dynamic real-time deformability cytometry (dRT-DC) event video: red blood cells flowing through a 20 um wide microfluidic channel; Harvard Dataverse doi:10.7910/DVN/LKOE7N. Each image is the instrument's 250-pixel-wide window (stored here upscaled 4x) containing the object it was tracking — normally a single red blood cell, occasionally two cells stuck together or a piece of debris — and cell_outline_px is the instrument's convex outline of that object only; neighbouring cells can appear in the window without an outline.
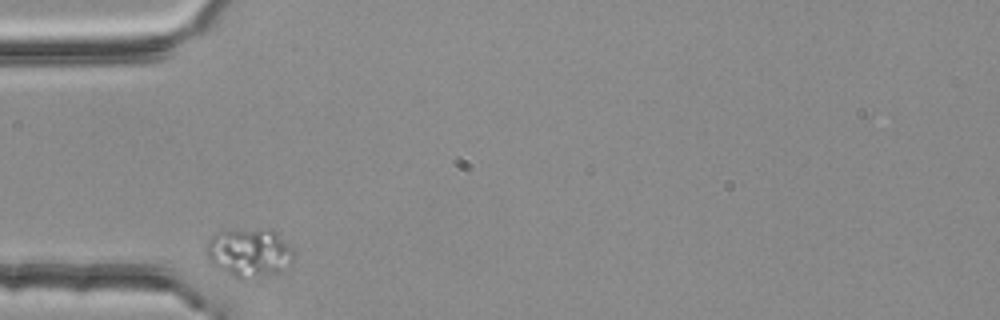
{"species": "common noctule bat (a hibernating species)", "species_latin": "Nyctalus noctula", "temperature_condition": "room temperature", "stored_images_in_passage": 31, "camera_frame_rate_fps": 3000, "um_per_image_px": 0.085, "animal": {"sex": "female", "body_mass_g": 25.1}, "frame": {"image": 1, "passage_image": 1, "time_ms": 0.0, "image_size_px": [1000, 320], "cell_outline_px": [[296, 252], [292, 260], [280, 272], [244, 280], [240, 280], [216, 268], [208, 260], [204, 244], [216, 232], [228, 228], [272, 228], [280, 232]], "centroid_in_image_um": [21.18, 21.42], "position_along_channel_um": 63.8, "area_um2": 26.07}}
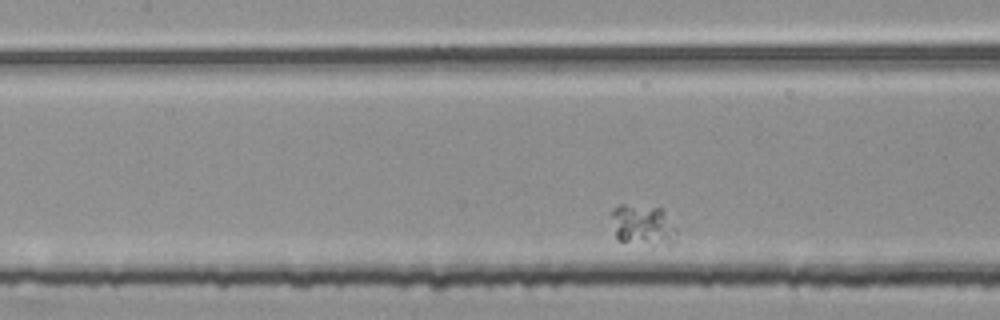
{"frame": {"image": 2, "passage_image": 10, "time_ms": 3.0, "image_size_px": [1000, 320], "cell_outline_px": [[676, 232], [668, 244], [652, 248], [616, 240], [612, 216], [612, 208], [620, 204], [624, 204], [660, 208], [664, 212], [676, 228]], "centroid_in_image_um": [54.6, 19.18], "position_along_channel_um": 152.8, "area_um2": 15.72}}
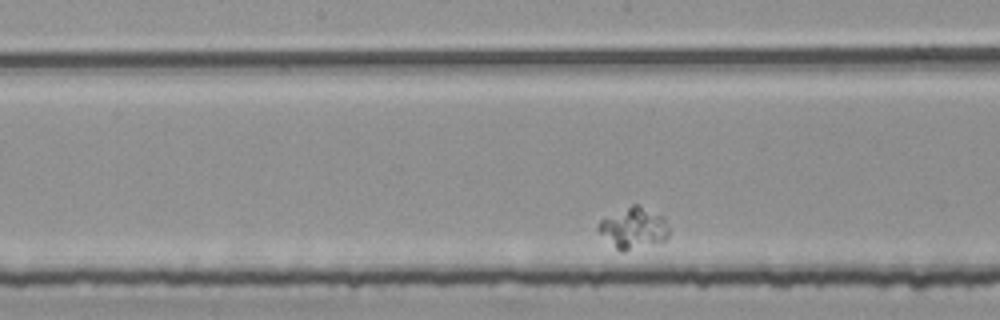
{"frame": {"image": 3, "passage_image": 14, "time_ms": 4.333, "image_size_px": [1000, 320], "cell_outline_px": [[668, 236], [664, 240], [624, 252], [620, 252], [596, 228], [600, 220], [632, 204], [636, 204], [664, 216], [668, 228]], "centroid_in_image_um": [53.85, 19.38], "position_along_channel_um": 194.3, "area_um2": 16.59}}